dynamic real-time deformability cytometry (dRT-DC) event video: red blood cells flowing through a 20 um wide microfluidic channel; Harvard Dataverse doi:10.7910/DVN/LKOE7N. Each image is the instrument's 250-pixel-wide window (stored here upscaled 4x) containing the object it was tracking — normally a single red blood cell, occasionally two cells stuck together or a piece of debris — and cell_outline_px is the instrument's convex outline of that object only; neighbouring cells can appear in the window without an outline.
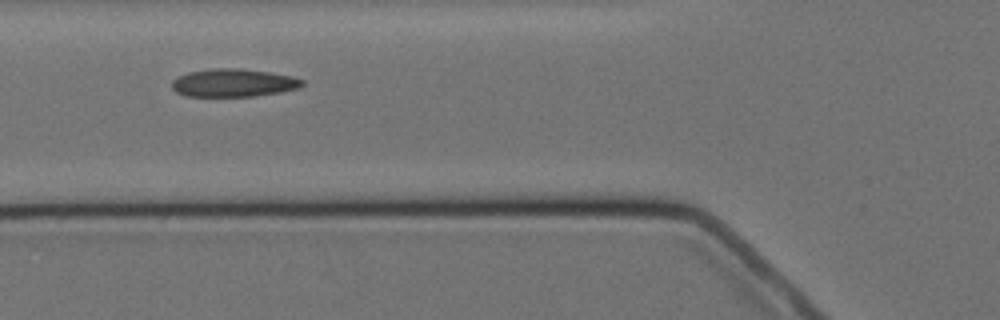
{"species": "Egyptian fruit bat (a non-hibernating species)", "species_latin": "Rousettus aegyptiacus", "temperature_condition": "cold", "stored_images_in_passage": 4, "camera_frame_rate_fps": 3000, "um_per_image_px": 0.085, "animal": {"sex": "female"}, "frame": {"image": 1, "passage_image": 4, "time_ms": 3.667, "image_size_px": [1000, 320], "cell_outline_px": [[304, 84], [300, 88], [252, 96], [188, 96], [176, 92], [172, 88], [172, 80], [176, 76], [188, 72], [212, 68], [240, 68], [268, 72], [292, 76], [304, 80]], "centroid_in_image_um": [19.81, 7.03], "position_along_channel_um": 106.0, "area_um2": 21.21}}